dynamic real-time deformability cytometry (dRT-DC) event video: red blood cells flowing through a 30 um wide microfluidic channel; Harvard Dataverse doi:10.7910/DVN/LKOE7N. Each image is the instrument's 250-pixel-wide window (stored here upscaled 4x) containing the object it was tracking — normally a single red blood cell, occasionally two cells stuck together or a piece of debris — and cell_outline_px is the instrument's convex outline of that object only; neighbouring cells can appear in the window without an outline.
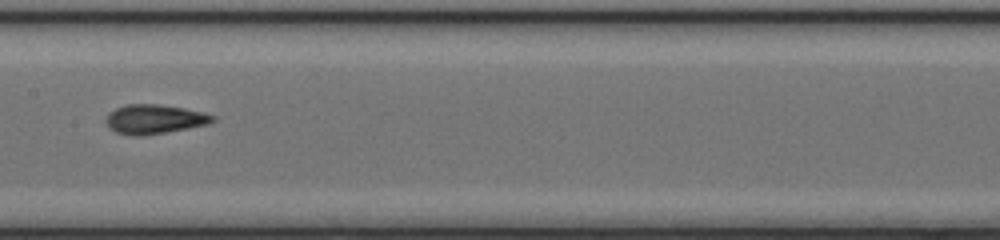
{"species": "common noctule bat (a hibernating species)", "species_latin": "Nyctalus noctula", "temperature_condition": "cold", "stored_images_in_passage": 30, "camera_frame_rate_fps": 3000, "um_per_image_px": 0.085, "animal": {"sex": "female", "body_mass_g": 17.0, "forearm_length_mm": 48.0}, "frame": {"image": 1, "passage_image": 9, "time_ms": 2.667, "image_size_px": [1000, 240], "cell_outline_px": [[216, 120], [208, 124], [188, 128], [140, 136], [132, 136], [116, 132], [108, 128], [104, 120], [108, 112], [116, 108], [128, 104], [156, 104], [184, 108], [216, 116]], "centroid_in_image_um": [13.07, 10.13], "position_along_channel_um": 194.3, "area_um2": 18.21}}